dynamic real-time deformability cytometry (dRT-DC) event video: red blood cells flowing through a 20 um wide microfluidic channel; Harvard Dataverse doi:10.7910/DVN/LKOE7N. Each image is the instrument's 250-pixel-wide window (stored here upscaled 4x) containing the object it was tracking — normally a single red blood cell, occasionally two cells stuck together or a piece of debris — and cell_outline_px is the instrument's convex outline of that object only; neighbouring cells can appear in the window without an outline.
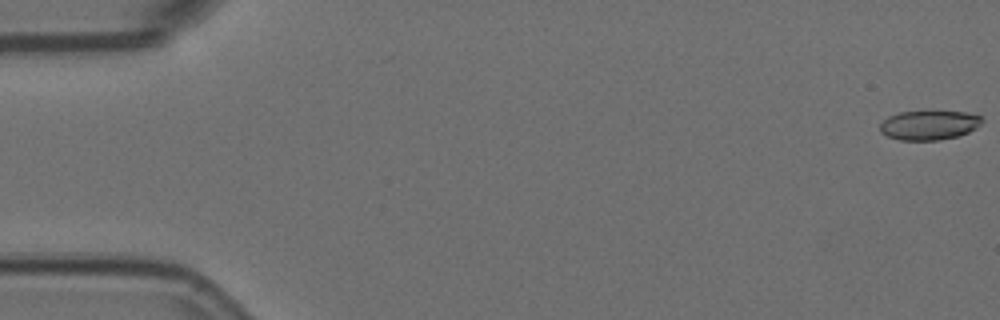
{"species": "Egyptian fruit bat (a non-hibernating species)", "species_latin": "Rousettus aegyptiacus", "temperature_condition": "room temperature", "stored_images_in_passage": 57, "camera_frame_rate_fps": 3000, "um_per_image_px": 0.085, "animal": {"sex": "female"}, "frame": {"image": 1, "passage_image": 1, "time_ms": 0.0, "image_size_px": [1000, 320], "cell_outline_px": [[984, 120], [976, 128], [968, 132], [956, 136], [936, 140], [900, 140], [888, 136], [880, 132], [880, 124], [888, 116], [900, 112], [968, 112], [980, 116]], "centroid_in_image_um": [78.96, 10.64], "position_along_channel_um": 6.0, "area_um2": 17.22}}
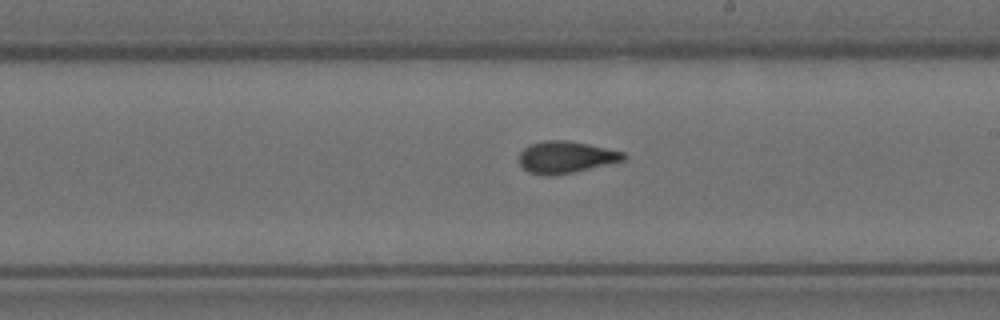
{"frame": {"image": 2, "passage_image": 33, "time_ms": 10.667, "image_size_px": [1000, 320], "cell_outline_px": [[628, 156], [624, 160], [572, 172], [552, 176], [544, 176], [528, 172], [520, 164], [520, 152], [528, 144], [544, 140], [568, 140], [588, 144], [624, 152]], "centroid_in_image_um": [48.07, 13.35], "position_along_channel_um": 240.9, "area_um2": 19.36}}
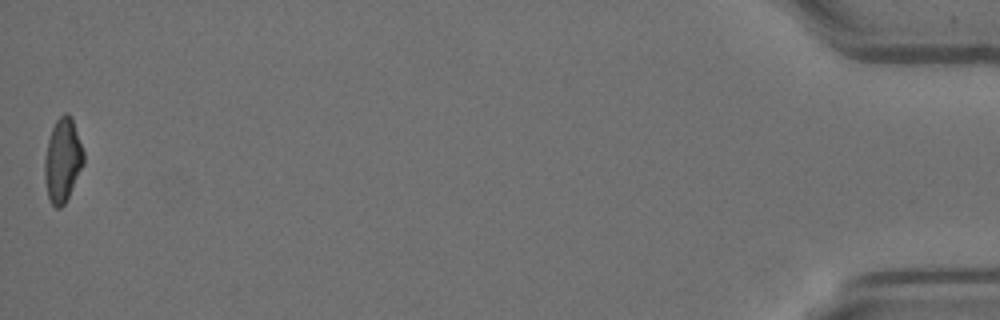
{"frame": {"image": 3, "passage_image": 57, "time_ms": 18.667, "image_size_px": [1000, 320], "cell_outline_px": [[84, 164], [64, 204], [60, 208], [56, 208], [52, 204], [48, 196], [44, 172], [44, 160], [48, 140], [52, 128], [56, 120], [64, 112], [68, 112], [72, 116], [84, 152]], "centroid_in_image_um": [5.33, 13.57], "position_along_channel_um": 429.9, "area_um2": 18.96}, "authors_computed_cell_mechanics": {"area_um2": 19.074, "velocity_mm_per_s": 3.6019, "shape_relaxation_time_tau1_ms": null, "shape_relaxation_time_tau2_ms": 2.0768, "deformation_change_tau1": null, "deformation_change_tau2": 0.0851}}